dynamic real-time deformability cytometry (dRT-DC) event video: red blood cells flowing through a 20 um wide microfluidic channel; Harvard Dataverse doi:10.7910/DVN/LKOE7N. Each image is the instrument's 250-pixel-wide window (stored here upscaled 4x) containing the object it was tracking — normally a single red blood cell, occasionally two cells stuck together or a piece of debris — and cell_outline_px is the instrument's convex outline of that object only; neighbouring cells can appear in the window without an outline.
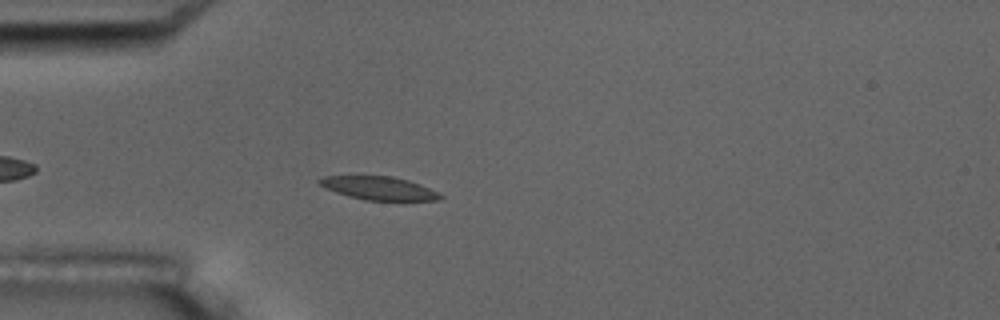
{"species": "common noctule bat (a hibernating species)", "species_latin": "Nyctalus noctula", "temperature_condition": "room temperature", "stored_images_in_passage": 5, "camera_frame_rate_fps": 3000, "um_per_image_px": 0.085, "animal": {"sex": "male", "body_mass_g": 17.5, "forearm_length_mm": 52.3}, "frame": {"image": 1, "passage_image": 5, "time_ms": 4.667, "image_size_px": [1000, 320], "cell_outline_px": [[444, 196], [440, 200], [404, 204], [364, 200], [348, 196], [336, 192], [320, 184], [316, 180], [324, 176], [392, 176], [408, 180], [420, 184], [440, 192]], "centroid_in_image_um": [32.38, 16.06], "position_along_channel_um": 52.6, "area_um2": 17.46}}